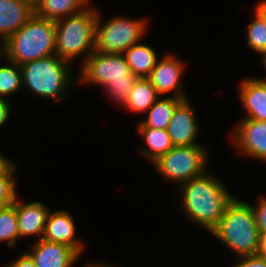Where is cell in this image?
<instances>
[{
  "label": "cell",
  "mask_w": 266,
  "mask_h": 267,
  "mask_svg": "<svg viewBox=\"0 0 266 267\" xmlns=\"http://www.w3.org/2000/svg\"><path fill=\"white\" fill-rule=\"evenodd\" d=\"M205 172L180 185V203L187 218L210 233L234 196L216 176ZM182 200V201H181Z\"/></svg>",
  "instance_id": "1"
},
{
  "label": "cell",
  "mask_w": 266,
  "mask_h": 267,
  "mask_svg": "<svg viewBox=\"0 0 266 267\" xmlns=\"http://www.w3.org/2000/svg\"><path fill=\"white\" fill-rule=\"evenodd\" d=\"M80 82L102 86L114 103L122 106L138 77L130 70L123 54L93 51L80 67Z\"/></svg>",
  "instance_id": "2"
},
{
  "label": "cell",
  "mask_w": 266,
  "mask_h": 267,
  "mask_svg": "<svg viewBox=\"0 0 266 267\" xmlns=\"http://www.w3.org/2000/svg\"><path fill=\"white\" fill-rule=\"evenodd\" d=\"M211 234L232 250L234 255H257L260 233L251 203L234 197Z\"/></svg>",
  "instance_id": "3"
},
{
  "label": "cell",
  "mask_w": 266,
  "mask_h": 267,
  "mask_svg": "<svg viewBox=\"0 0 266 267\" xmlns=\"http://www.w3.org/2000/svg\"><path fill=\"white\" fill-rule=\"evenodd\" d=\"M69 63L54 54L20 65L23 88L36 96L50 98L51 104L62 102L72 83Z\"/></svg>",
  "instance_id": "4"
},
{
  "label": "cell",
  "mask_w": 266,
  "mask_h": 267,
  "mask_svg": "<svg viewBox=\"0 0 266 267\" xmlns=\"http://www.w3.org/2000/svg\"><path fill=\"white\" fill-rule=\"evenodd\" d=\"M91 6L80 13L55 21V54L70 64L80 55L84 56L81 61L83 63L94 51L98 9Z\"/></svg>",
  "instance_id": "5"
},
{
  "label": "cell",
  "mask_w": 266,
  "mask_h": 267,
  "mask_svg": "<svg viewBox=\"0 0 266 267\" xmlns=\"http://www.w3.org/2000/svg\"><path fill=\"white\" fill-rule=\"evenodd\" d=\"M55 21L34 14L7 39L8 60L17 65L55 54Z\"/></svg>",
  "instance_id": "6"
},
{
  "label": "cell",
  "mask_w": 266,
  "mask_h": 267,
  "mask_svg": "<svg viewBox=\"0 0 266 267\" xmlns=\"http://www.w3.org/2000/svg\"><path fill=\"white\" fill-rule=\"evenodd\" d=\"M98 10L95 29L94 51L108 54H123L132 45L141 42L148 32L147 20L115 16L105 23Z\"/></svg>",
  "instance_id": "7"
},
{
  "label": "cell",
  "mask_w": 266,
  "mask_h": 267,
  "mask_svg": "<svg viewBox=\"0 0 266 267\" xmlns=\"http://www.w3.org/2000/svg\"><path fill=\"white\" fill-rule=\"evenodd\" d=\"M207 153L208 150L201 144L174 146L151 165L163 179L181 185L203 175L208 170L209 154Z\"/></svg>",
  "instance_id": "8"
},
{
  "label": "cell",
  "mask_w": 266,
  "mask_h": 267,
  "mask_svg": "<svg viewBox=\"0 0 266 267\" xmlns=\"http://www.w3.org/2000/svg\"><path fill=\"white\" fill-rule=\"evenodd\" d=\"M184 63L174 53H167L161 60L157 61L148 79L161 97L170 92L173 93V97L188 98L182 88V79L185 71Z\"/></svg>",
  "instance_id": "9"
},
{
  "label": "cell",
  "mask_w": 266,
  "mask_h": 267,
  "mask_svg": "<svg viewBox=\"0 0 266 267\" xmlns=\"http://www.w3.org/2000/svg\"><path fill=\"white\" fill-rule=\"evenodd\" d=\"M230 135L240 155L266 161V122L241 119Z\"/></svg>",
  "instance_id": "10"
},
{
  "label": "cell",
  "mask_w": 266,
  "mask_h": 267,
  "mask_svg": "<svg viewBox=\"0 0 266 267\" xmlns=\"http://www.w3.org/2000/svg\"><path fill=\"white\" fill-rule=\"evenodd\" d=\"M188 98L183 99L175 108L167 133L174 146H189L197 143L199 135V122Z\"/></svg>",
  "instance_id": "11"
},
{
  "label": "cell",
  "mask_w": 266,
  "mask_h": 267,
  "mask_svg": "<svg viewBox=\"0 0 266 267\" xmlns=\"http://www.w3.org/2000/svg\"><path fill=\"white\" fill-rule=\"evenodd\" d=\"M27 253L36 267H73L82 256L71 246L44 239H37Z\"/></svg>",
  "instance_id": "12"
},
{
  "label": "cell",
  "mask_w": 266,
  "mask_h": 267,
  "mask_svg": "<svg viewBox=\"0 0 266 267\" xmlns=\"http://www.w3.org/2000/svg\"><path fill=\"white\" fill-rule=\"evenodd\" d=\"M75 235L76 225L69 211L49 212L42 239L71 246L81 255L85 244Z\"/></svg>",
  "instance_id": "13"
},
{
  "label": "cell",
  "mask_w": 266,
  "mask_h": 267,
  "mask_svg": "<svg viewBox=\"0 0 266 267\" xmlns=\"http://www.w3.org/2000/svg\"><path fill=\"white\" fill-rule=\"evenodd\" d=\"M16 209L19 237L37 235L43 238L49 207L39 201L21 202L17 196L12 204Z\"/></svg>",
  "instance_id": "14"
},
{
  "label": "cell",
  "mask_w": 266,
  "mask_h": 267,
  "mask_svg": "<svg viewBox=\"0 0 266 267\" xmlns=\"http://www.w3.org/2000/svg\"><path fill=\"white\" fill-rule=\"evenodd\" d=\"M238 86L240 102L247 113L244 119L266 122V81L249 77Z\"/></svg>",
  "instance_id": "15"
},
{
  "label": "cell",
  "mask_w": 266,
  "mask_h": 267,
  "mask_svg": "<svg viewBox=\"0 0 266 267\" xmlns=\"http://www.w3.org/2000/svg\"><path fill=\"white\" fill-rule=\"evenodd\" d=\"M34 14V6L26 0H0V37L8 39Z\"/></svg>",
  "instance_id": "16"
},
{
  "label": "cell",
  "mask_w": 266,
  "mask_h": 267,
  "mask_svg": "<svg viewBox=\"0 0 266 267\" xmlns=\"http://www.w3.org/2000/svg\"><path fill=\"white\" fill-rule=\"evenodd\" d=\"M137 132L146 144L145 148L138 151L152 164L174 147L167 130L137 127Z\"/></svg>",
  "instance_id": "17"
},
{
  "label": "cell",
  "mask_w": 266,
  "mask_h": 267,
  "mask_svg": "<svg viewBox=\"0 0 266 267\" xmlns=\"http://www.w3.org/2000/svg\"><path fill=\"white\" fill-rule=\"evenodd\" d=\"M130 70L138 78H148L158 61L155 49L137 43L123 53Z\"/></svg>",
  "instance_id": "18"
},
{
  "label": "cell",
  "mask_w": 266,
  "mask_h": 267,
  "mask_svg": "<svg viewBox=\"0 0 266 267\" xmlns=\"http://www.w3.org/2000/svg\"><path fill=\"white\" fill-rule=\"evenodd\" d=\"M90 0H40L35 8V14L52 21L80 13L89 6Z\"/></svg>",
  "instance_id": "19"
},
{
  "label": "cell",
  "mask_w": 266,
  "mask_h": 267,
  "mask_svg": "<svg viewBox=\"0 0 266 267\" xmlns=\"http://www.w3.org/2000/svg\"><path fill=\"white\" fill-rule=\"evenodd\" d=\"M160 97L148 78H138L122 106L133 113H147Z\"/></svg>",
  "instance_id": "20"
},
{
  "label": "cell",
  "mask_w": 266,
  "mask_h": 267,
  "mask_svg": "<svg viewBox=\"0 0 266 267\" xmlns=\"http://www.w3.org/2000/svg\"><path fill=\"white\" fill-rule=\"evenodd\" d=\"M182 100L183 99L181 98L173 96L162 99L160 97L148 110L147 117L139 121L140 123L137 125V127H151L155 129L166 130L176 106Z\"/></svg>",
  "instance_id": "21"
},
{
  "label": "cell",
  "mask_w": 266,
  "mask_h": 267,
  "mask_svg": "<svg viewBox=\"0 0 266 267\" xmlns=\"http://www.w3.org/2000/svg\"><path fill=\"white\" fill-rule=\"evenodd\" d=\"M19 239L16 209L13 205L0 209V242L7 241L10 248L15 247Z\"/></svg>",
  "instance_id": "22"
},
{
  "label": "cell",
  "mask_w": 266,
  "mask_h": 267,
  "mask_svg": "<svg viewBox=\"0 0 266 267\" xmlns=\"http://www.w3.org/2000/svg\"><path fill=\"white\" fill-rule=\"evenodd\" d=\"M7 61L8 65L0 66V97L4 99H6L5 96L23 89L20 65Z\"/></svg>",
  "instance_id": "23"
},
{
  "label": "cell",
  "mask_w": 266,
  "mask_h": 267,
  "mask_svg": "<svg viewBox=\"0 0 266 267\" xmlns=\"http://www.w3.org/2000/svg\"><path fill=\"white\" fill-rule=\"evenodd\" d=\"M254 14V20L246 28V41L247 47L260 54L266 50V23L256 11Z\"/></svg>",
  "instance_id": "24"
},
{
  "label": "cell",
  "mask_w": 266,
  "mask_h": 267,
  "mask_svg": "<svg viewBox=\"0 0 266 267\" xmlns=\"http://www.w3.org/2000/svg\"><path fill=\"white\" fill-rule=\"evenodd\" d=\"M16 169L17 164L13 163L3 174H0V209L12 205L17 196Z\"/></svg>",
  "instance_id": "25"
},
{
  "label": "cell",
  "mask_w": 266,
  "mask_h": 267,
  "mask_svg": "<svg viewBox=\"0 0 266 267\" xmlns=\"http://www.w3.org/2000/svg\"><path fill=\"white\" fill-rule=\"evenodd\" d=\"M256 205H252L256 225L260 234H266V196L258 199Z\"/></svg>",
  "instance_id": "26"
},
{
  "label": "cell",
  "mask_w": 266,
  "mask_h": 267,
  "mask_svg": "<svg viewBox=\"0 0 266 267\" xmlns=\"http://www.w3.org/2000/svg\"><path fill=\"white\" fill-rule=\"evenodd\" d=\"M237 264L233 267H266V258L263 256L250 255L238 257Z\"/></svg>",
  "instance_id": "27"
},
{
  "label": "cell",
  "mask_w": 266,
  "mask_h": 267,
  "mask_svg": "<svg viewBox=\"0 0 266 267\" xmlns=\"http://www.w3.org/2000/svg\"><path fill=\"white\" fill-rule=\"evenodd\" d=\"M5 267H36L33 259L25 252L15 261L8 263Z\"/></svg>",
  "instance_id": "28"
},
{
  "label": "cell",
  "mask_w": 266,
  "mask_h": 267,
  "mask_svg": "<svg viewBox=\"0 0 266 267\" xmlns=\"http://www.w3.org/2000/svg\"><path fill=\"white\" fill-rule=\"evenodd\" d=\"M11 104L9 100L4 99L0 97V128L1 126H4V124L9 119V116L11 114Z\"/></svg>",
  "instance_id": "29"
},
{
  "label": "cell",
  "mask_w": 266,
  "mask_h": 267,
  "mask_svg": "<svg viewBox=\"0 0 266 267\" xmlns=\"http://www.w3.org/2000/svg\"><path fill=\"white\" fill-rule=\"evenodd\" d=\"M14 162L0 153V174H3Z\"/></svg>",
  "instance_id": "30"
},
{
  "label": "cell",
  "mask_w": 266,
  "mask_h": 267,
  "mask_svg": "<svg viewBox=\"0 0 266 267\" xmlns=\"http://www.w3.org/2000/svg\"><path fill=\"white\" fill-rule=\"evenodd\" d=\"M254 8V11H256L266 23V0H261Z\"/></svg>",
  "instance_id": "31"
},
{
  "label": "cell",
  "mask_w": 266,
  "mask_h": 267,
  "mask_svg": "<svg viewBox=\"0 0 266 267\" xmlns=\"http://www.w3.org/2000/svg\"><path fill=\"white\" fill-rule=\"evenodd\" d=\"M1 56L5 57V60H8V48H7V39L0 37V58Z\"/></svg>",
  "instance_id": "32"
},
{
  "label": "cell",
  "mask_w": 266,
  "mask_h": 267,
  "mask_svg": "<svg viewBox=\"0 0 266 267\" xmlns=\"http://www.w3.org/2000/svg\"><path fill=\"white\" fill-rule=\"evenodd\" d=\"M259 256L266 258V234H260Z\"/></svg>",
  "instance_id": "33"
},
{
  "label": "cell",
  "mask_w": 266,
  "mask_h": 267,
  "mask_svg": "<svg viewBox=\"0 0 266 267\" xmlns=\"http://www.w3.org/2000/svg\"><path fill=\"white\" fill-rule=\"evenodd\" d=\"M260 55L262 57L261 62L263 64V66H265V69H266V50L261 52ZM257 79L262 80V81H266V78H257Z\"/></svg>",
  "instance_id": "34"
},
{
  "label": "cell",
  "mask_w": 266,
  "mask_h": 267,
  "mask_svg": "<svg viewBox=\"0 0 266 267\" xmlns=\"http://www.w3.org/2000/svg\"><path fill=\"white\" fill-rule=\"evenodd\" d=\"M98 267H116L115 265H110V264H106V263H103V262H98Z\"/></svg>",
  "instance_id": "35"
},
{
  "label": "cell",
  "mask_w": 266,
  "mask_h": 267,
  "mask_svg": "<svg viewBox=\"0 0 266 267\" xmlns=\"http://www.w3.org/2000/svg\"><path fill=\"white\" fill-rule=\"evenodd\" d=\"M83 267H98V262H90L87 263L86 265L84 264Z\"/></svg>",
  "instance_id": "36"
},
{
  "label": "cell",
  "mask_w": 266,
  "mask_h": 267,
  "mask_svg": "<svg viewBox=\"0 0 266 267\" xmlns=\"http://www.w3.org/2000/svg\"><path fill=\"white\" fill-rule=\"evenodd\" d=\"M29 3H31L34 7L36 6V4L40 1V0H26Z\"/></svg>",
  "instance_id": "37"
}]
</instances>
